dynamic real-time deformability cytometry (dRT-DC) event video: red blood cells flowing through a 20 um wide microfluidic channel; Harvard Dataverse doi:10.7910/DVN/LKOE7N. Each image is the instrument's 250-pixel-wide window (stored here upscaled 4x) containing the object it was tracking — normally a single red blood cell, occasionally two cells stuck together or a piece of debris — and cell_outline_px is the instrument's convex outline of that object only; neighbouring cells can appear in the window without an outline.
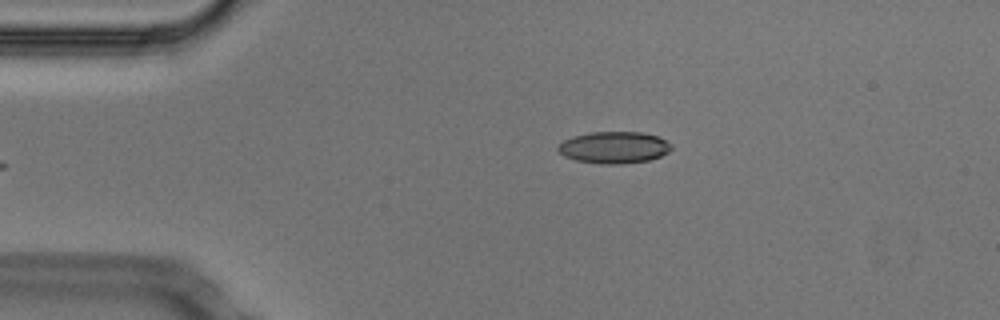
{"species": "Egyptian fruit bat (a non-hibernating species)", "species_latin": "Rousettus aegyptiacus", "temperature_condition": "cold", "stored_images_in_passage": 7, "camera_frame_rate_fps": 3000, "um_per_image_px": 0.085, "animal": {"sex": "male"}, "frame": {"image": 1, "passage_image": 1, "time_ms": 0.0, "image_size_px": [1000, 320], "cell_outline_px": [[672, 148], [668, 152], [660, 156], [648, 160], [616, 164], [604, 164], [576, 160], [564, 156], [556, 148], [564, 140], [572, 136], [588, 132], [644, 132], [660, 136], [672, 144]], "centroid_in_image_um": [52.21, 12.51], "position_along_channel_um": 32.8, "area_um2": 21.04}}